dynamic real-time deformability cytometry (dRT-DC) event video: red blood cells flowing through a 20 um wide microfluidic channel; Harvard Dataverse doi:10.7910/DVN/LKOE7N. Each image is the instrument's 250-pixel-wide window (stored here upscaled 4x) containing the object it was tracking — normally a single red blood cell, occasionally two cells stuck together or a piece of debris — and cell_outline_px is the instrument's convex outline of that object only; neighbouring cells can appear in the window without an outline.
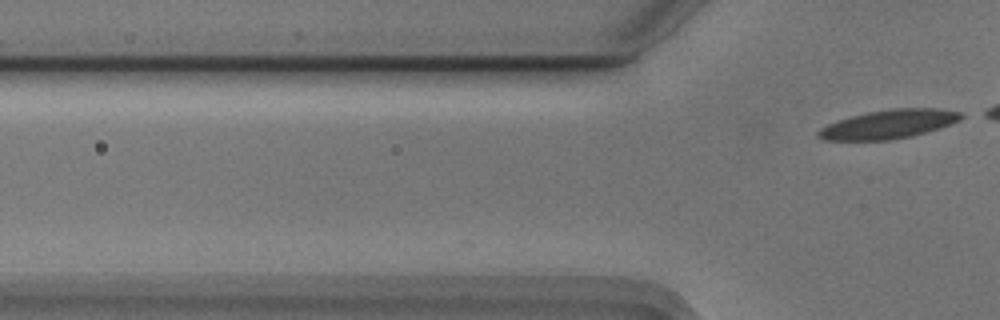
{"species": "Egyptian fruit bat (a non-hibernating species)", "species_latin": "Rousettus aegyptiacus", "temperature_condition": "cold", "stored_images_in_passage": 2, "camera_frame_rate_fps": 3000, "um_per_image_px": 0.085, "animal": {"sex": "male"}, "frame": {"image": 1, "passage_image": 2, "time_ms": 0.333, "image_size_px": [1000, 320], "cell_outline_px": [[968, 116], [960, 120], [940, 128], [912, 136], [892, 140], [824, 140], [816, 136], [816, 132], [820, 128], [828, 124], [852, 116], [868, 112], [896, 108], [936, 108], [960, 112]], "centroid_in_image_um": [75.57, 10.56], "position_along_channel_um": 50.2, "area_um2": 23.99}}